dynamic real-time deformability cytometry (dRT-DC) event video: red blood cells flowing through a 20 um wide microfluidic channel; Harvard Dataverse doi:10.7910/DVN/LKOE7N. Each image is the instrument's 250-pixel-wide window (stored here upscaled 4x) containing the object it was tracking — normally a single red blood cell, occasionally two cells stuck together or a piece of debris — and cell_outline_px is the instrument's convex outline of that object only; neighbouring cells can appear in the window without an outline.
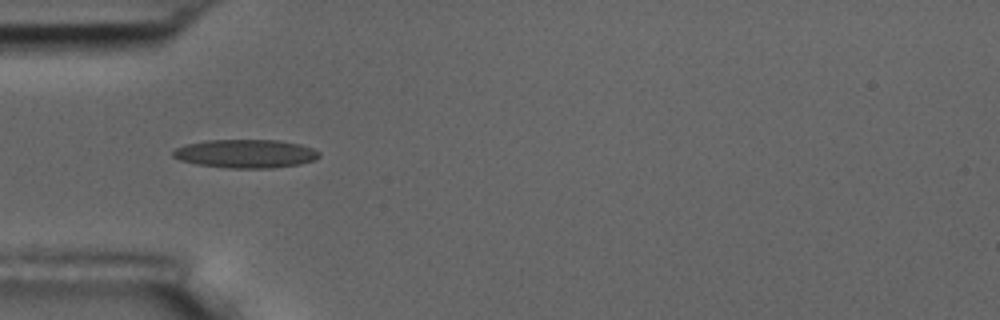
{"species": "common noctule bat (a hibernating species)", "species_latin": "Nyctalus noctula", "temperature_condition": "room temperature", "stored_images_in_passage": 10, "camera_frame_rate_fps": 3000, "um_per_image_px": 0.085, "animal": {"sex": "male", "body_mass_g": 17.5, "forearm_length_mm": 52.3}, "frame": {"image": 1, "passage_image": 4, "time_ms": 3.333, "image_size_px": [1000, 320], "cell_outline_px": [[320, 156], [316, 160], [300, 164], [272, 168], [228, 168], [196, 164], [180, 160], [172, 156], [172, 152], [176, 148], [184, 144], [208, 140], [280, 140], [300, 144], [312, 148], [320, 152]], "centroid_in_image_um": [20.89, 13.06], "position_along_channel_um": 64.1, "area_um2": 24.45}}
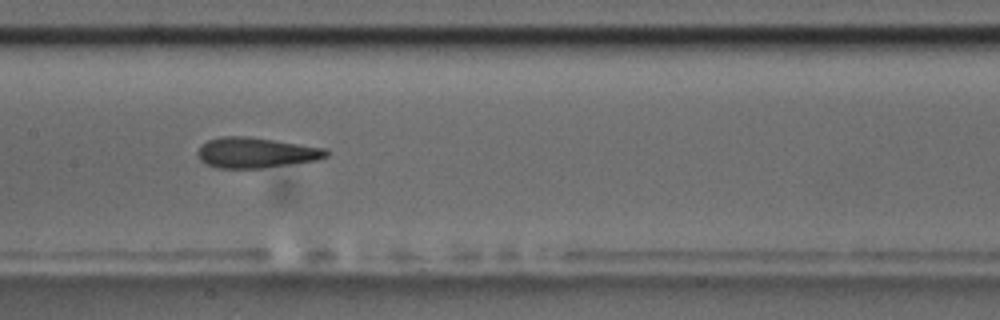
{"frame": {"image": 2, "passage_image": 7, "time_ms": 6.667, "image_size_px": [1000, 320], "cell_outline_px": [[328, 156], [316, 160], [260, 168], [220, 168], [204, 164], [196, 156], [196, 152], [200, 144], [208, 140], [224, 136], [248, 136], [328, 148]], "centroid_in_image_um": [21.71, 12.97], "position_along_channel_um": 185.7, "area_um2": 22.95}}
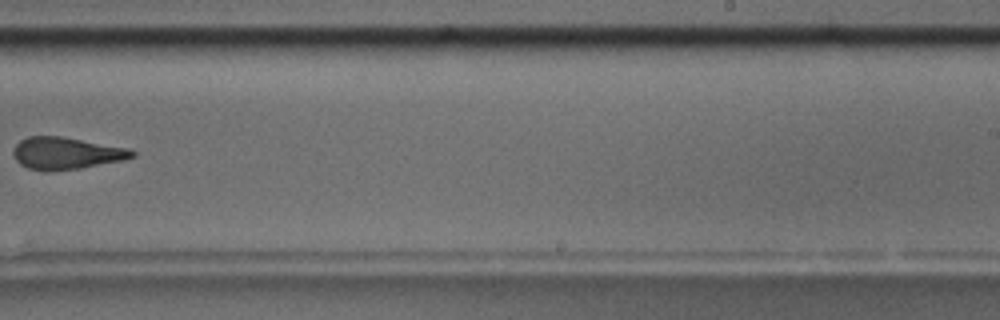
{"frame": {"image": 3, "passage_image": 9, "time_ms": 9.333, "image_size_px": [1000, 320], "cell_outline_px": [[136, 156], [124, 160], [80, 168], [28, 168], [20, 164], [12, 156], [12, 152], [16, 144], [20, 140], [28, 136], [64, 136], [124, 148], [136, 152]], "centroid_in_image_um": [5.62, 12.98], "position_along_channel_um": 283.4, "area_um2": 21.5}}